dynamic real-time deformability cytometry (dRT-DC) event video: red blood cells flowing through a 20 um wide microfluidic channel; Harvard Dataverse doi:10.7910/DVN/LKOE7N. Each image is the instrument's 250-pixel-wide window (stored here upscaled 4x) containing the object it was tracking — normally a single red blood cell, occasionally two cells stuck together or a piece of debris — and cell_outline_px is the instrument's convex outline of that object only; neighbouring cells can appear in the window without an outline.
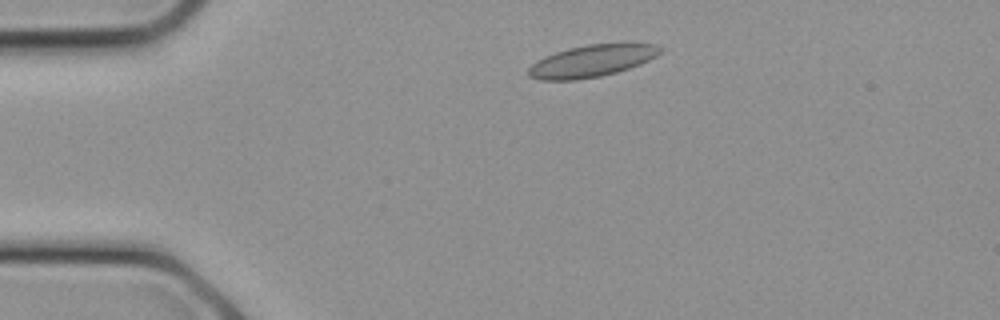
{"species": "common noctule bat (a hibernating species)", "species_latin": "Nyctalus noctula", "temperature_condition": "cold", "stored_images_in_passage": 7, "camera_frame_rate_fps": 3000, "um_per_image_px": 0.085, "animal": {"sex": "female", "body_mass_g": 21.9}, "frame": {"image": 1, "passage_image": 3, "time_ms": 0.667, "image_size_px": [1000, 320], "cell_outline_px": [[664, 48], [656, 56], [640, 64], [616, 72], [600, 76], [576, 80], [540, 80], [528, 76], [528, 68], [536, 60], [544, 56], [568, 48], [588, 44], [656, 44]], "centroid_in_image_um": [50.26, 5.19], "position_along_channel_um": 34.7, "area_um2": 24.39}}
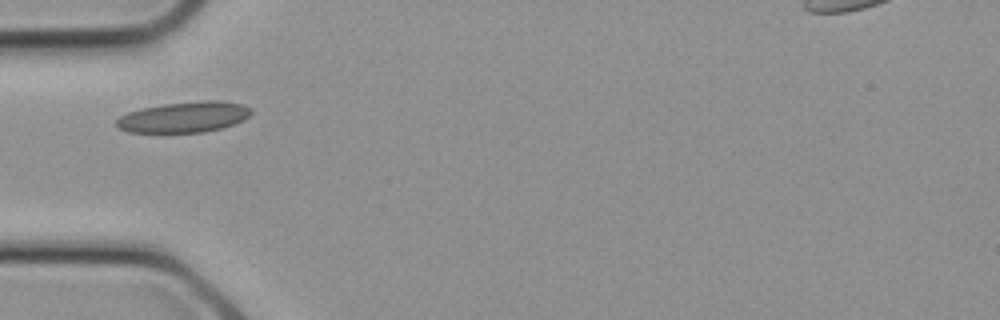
{"frame": {"image": 2, "passage_image": 6, "time_ms": 1.667, "image_size_px": [1000, 320], "cell_outline_px": [[252, 112], [244, 120], [220, 128], [204, 132], [128, 132], [120, 128], [116, 124], [116, 120], [120, 116], [128, 112], [140, 108], [164, 104], [204, 100], [220, 100], [240, 104], [252, 108]], "centroid_in_image_um": [15.64, 9.94], "position_along_channel_um": 69.4, "area_um2": 23.99}}